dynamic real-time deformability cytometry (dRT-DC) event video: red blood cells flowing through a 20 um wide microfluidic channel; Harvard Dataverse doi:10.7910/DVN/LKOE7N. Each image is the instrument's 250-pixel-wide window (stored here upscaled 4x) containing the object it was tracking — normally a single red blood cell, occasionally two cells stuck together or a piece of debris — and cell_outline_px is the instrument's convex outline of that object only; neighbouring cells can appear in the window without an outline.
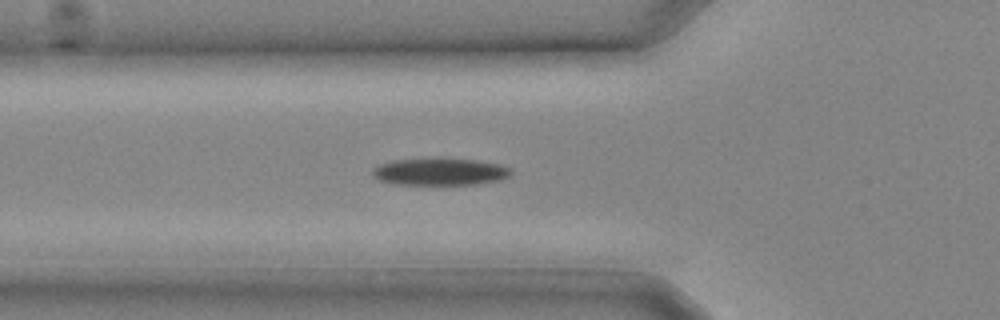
{"species": "common noctule bat (a hibernating species)", "species_latin": "Nyctalus noctula", "temperature_condition": "cold", "stored_images_in_passage": 6, "camera_frame_rate_fps": 3000, "um_per_image_px": 0.085, "animal": {"sex": "male", "body_mass_g": 20.4}, "frame": {"image": 1, "passage_image": 4, "time_ms": 1.0, "image_size_px": [1000, 320], "cell_outline_px": [[512, 176], [500, 180], [480, 184], [396, 184], [380, 180], [372, 176], [372, 168], [388, 160], [436, 156], [440, 156], [476, 160], [500, 164], [512, 168]], "centroid_in_image_um": [37.41, 14.55], "position_along_channel_um": 88.4, "area_um2": 22.89}}
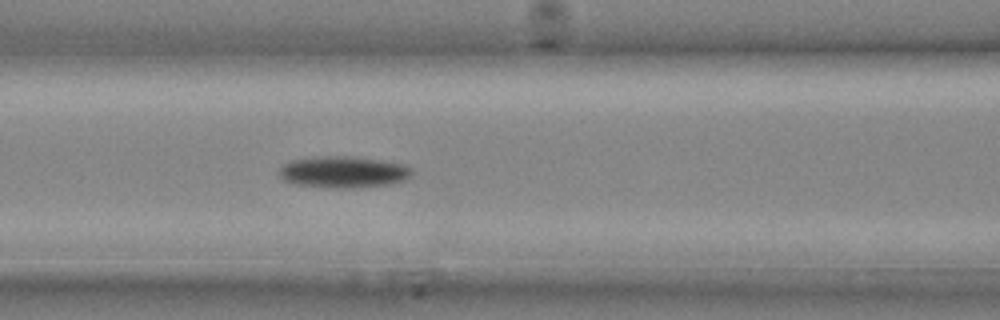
{"frame": {"image": 2, "passage_image": 6, "time_ms": 1.667, "image_size_px": [1000, 320], "cell_outline_px": [[412, 172], [404, 180], [388, 184], [352, 188], [300, 184], [284, 180], [280, 176], [280, 168], [288, 160], [316, 156], [352, 156], [380, 160], [404, 164], [412, 168]], "centroid_in_image_um": [29.19, 14.59], "position_along_channel_um": 137.4, "area_um2": 23.99}}